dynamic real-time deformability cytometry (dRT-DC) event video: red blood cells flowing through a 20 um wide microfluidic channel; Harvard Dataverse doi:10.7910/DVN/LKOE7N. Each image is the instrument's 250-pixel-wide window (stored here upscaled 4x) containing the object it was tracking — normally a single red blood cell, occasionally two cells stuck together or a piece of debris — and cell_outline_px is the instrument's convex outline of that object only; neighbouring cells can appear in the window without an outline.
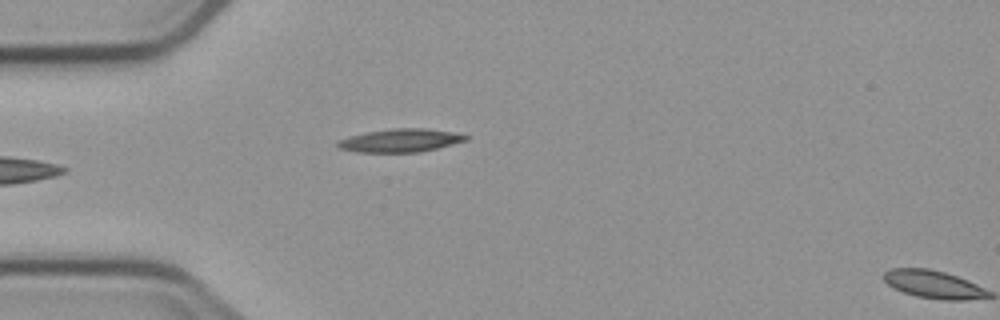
{"species": "common noctule bat (a hibernating species)", "species_latin": "Nyctalus noctula", "temperature_condition": "cold", "stored_images_in_passage": 5, "camera_frame_rate_fps": 3000, "um_per_image_px": 0.085, "animal": {"sex": "male", "body_mass_g": 23.1, "forearm_length_mm": 52.7}, "frame": {"image": 1, "passage_image": 5, "time_ms": 4.667, "image_size_px": [1000, 320], "cell_outline_px": [[468, 140], [420, 152], [356, 152], [340, 148], [336, 144], [340, 140], [352, 136], [368, 132], [392, 128], [424, 128], [448, 132], [468, 136]], "centroid_in_image_um": [34.02, 11.94], "position_along_channel_um": 51.0, "area_um2": 16.88}}